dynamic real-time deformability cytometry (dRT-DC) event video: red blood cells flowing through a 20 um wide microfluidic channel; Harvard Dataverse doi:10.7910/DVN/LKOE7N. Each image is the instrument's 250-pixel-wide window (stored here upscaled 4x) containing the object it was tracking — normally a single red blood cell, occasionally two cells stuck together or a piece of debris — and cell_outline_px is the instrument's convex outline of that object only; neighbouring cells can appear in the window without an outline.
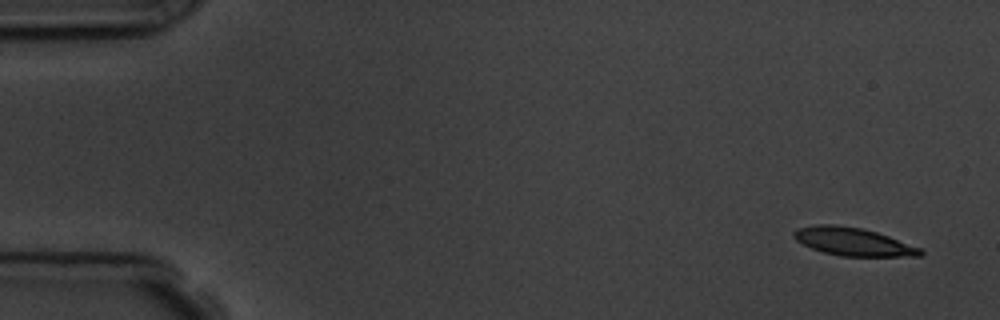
{"species": "common noctule bat (a hibernating species)", "species_latin": "Nyctalus noctula", "temperature_condition": "room temperature", "stored_images_in_passage": 10, "camera_frame_rate_fps": 3000, "um_per_image_px": 0.085, "animal": {"sex": "male", "body_mass_g": 19.5, "forearm_length_mm": 54.6}, "frame": {"image": 1, "passage_image": 1, "time_ms": 0.0, "image_size_px": [1000, 320], "cell_outline_px": [[924, 252], [920, 256], [840, 256], [824, 252], [812, 248], [796, 240], [792, 236], [792, 232], [796, 228], [816, 224], [832, 224], [864, 228], [888, 236], [920, 248]], "centroid_in_image_um": [72.47, 20.53], "position_along_channel_um": 12.5, "area_um2": 20.58}}
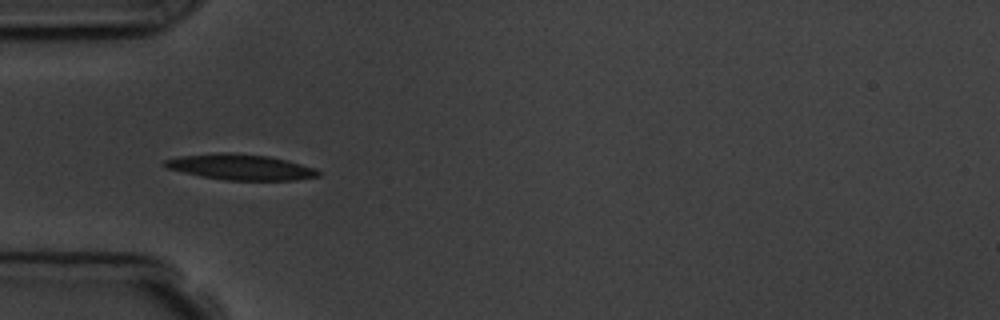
{"frame": {"image": 2, "passage_image": 5, "time_ms": 4.667, "image_size_px": [1000, 320], "cell_outline_px": [[320, 176], [296, 180], [224, 180], [200, 176], [168, 168], [160, 164], [164, 160], [180, 156], [220, 152], [228, 152], [268, 156], [288, 160], [316, 168], [320, 172]], "centroid_in_image_um": [20.46, 14.2], "position_along_channel_um": 64.5, "area_um2": 23.06}}